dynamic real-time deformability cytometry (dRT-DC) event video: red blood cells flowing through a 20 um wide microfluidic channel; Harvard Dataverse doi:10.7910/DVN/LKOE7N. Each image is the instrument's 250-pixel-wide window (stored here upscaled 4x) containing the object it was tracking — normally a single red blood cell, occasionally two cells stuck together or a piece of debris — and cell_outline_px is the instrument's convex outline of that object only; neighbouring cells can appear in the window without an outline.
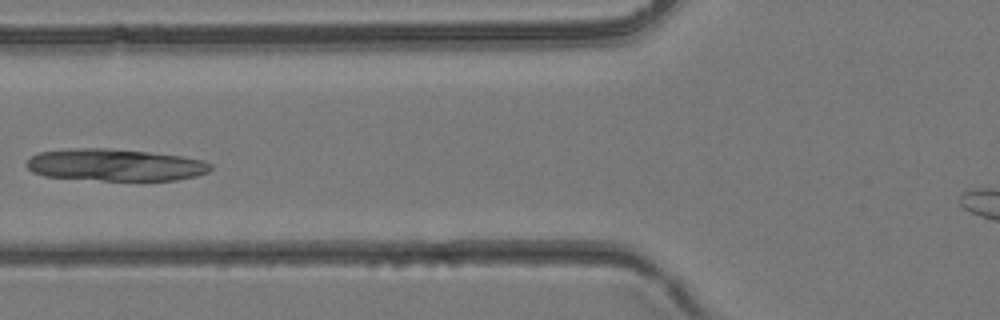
{"species": "common noctule bat (a hibernating species)", "species_latin": "Nyctalus noctula", "temperature_condition": "room temperature", "stored_images_in_passage": 3, "camera_frame_rate_fps": 3000, "um_per_image_px": 0.085, "animal": {"sex": "female", "body_mass_g": 24.6, "forearm_length_mm": 56.2}, "frame": {"image": 1, "passage_image": 3, "time_ms": 0.667, "image_size_px": [1000, 320], "cell_outline_px": [[212, 168], [208, 172], [196, 176], [176, 180], [100, 180], [44, 176], [32, 172], [24, 164], [32, 156], [40, 152], [68, 148], [108, 148], [148, 152], [180, 156], [204, 160], [212, 164]], "centroid_in_image_um": [9.78, 14.01], "position_along_channel_um": 116.0, "area_um2": 34.39}}